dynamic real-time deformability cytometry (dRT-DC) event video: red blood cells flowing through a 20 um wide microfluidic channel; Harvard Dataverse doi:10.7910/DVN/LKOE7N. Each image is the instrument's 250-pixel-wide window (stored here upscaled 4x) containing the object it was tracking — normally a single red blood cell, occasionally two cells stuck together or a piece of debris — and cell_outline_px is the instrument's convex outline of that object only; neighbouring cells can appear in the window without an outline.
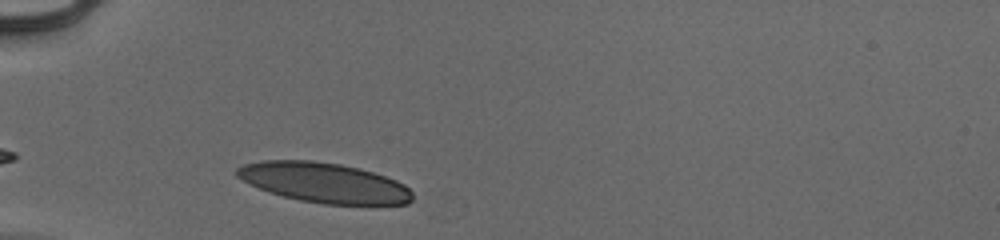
{"species": "human", "species_latin": "Homo sapiens", "temperature_condition": "cold", "stored_images_in_passage": 9, "camera_frame_rate_fps": 3000, "um_per_image_px": 0.085, "donor": {"sex": "male"}, "frame": {"image": 1, "passage_image": 1, "time_ms": 0.0, "image_size_px": [1000, 240], "cell_outline_px": [[412, 200], [408, 204], [376, 208], [372, 208], [324, 204], [300, 200], [268, 192], [248, 184], [236, 176], [236, 168], [244, 164], [264, 160], [312, 160], [340, 164], [360, 168], [396, 180], [404, 184], [412, 192]], "centroid_in_image_um": [27.64, 15.58], "position_along_channel_um": 57.4, "area_um2": 42.14}}
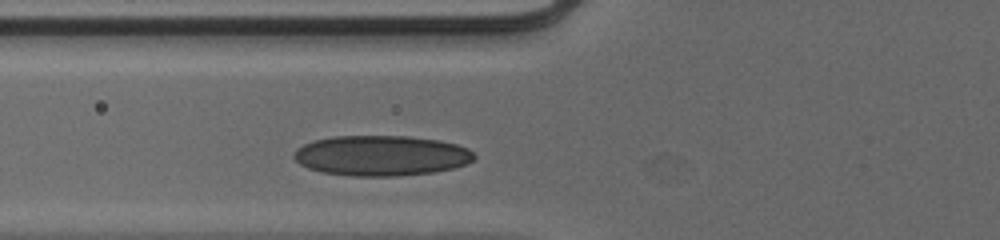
{"frame": {"image": 2, "passage_image": 5, "time_ms": 1.333, "image_size_px": [1000, 240], "cell_outline_px": [[476, 156], [472, 160], [464, 164], [452, 168], [432, 172], [396, 176], [352, 176], [324, 172], [308, 168], [300, 164], [292, 156], [296, 148], [312, 140], [332, 136], [408, 136], [440, 140], [456, 144], [468, 148]], "centroid_in_image_um": [32.37, 13.21], "position_along_channel_um": 93.4, "area_um2": 42.37}}
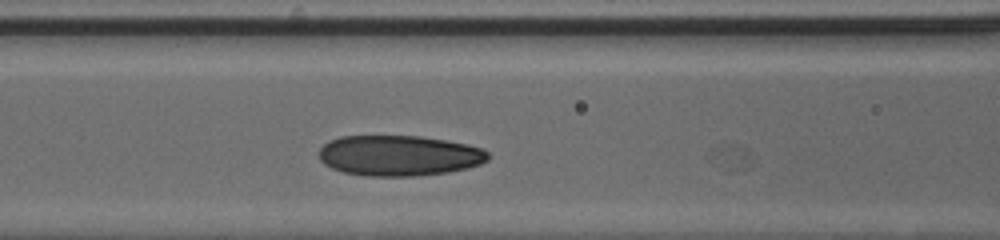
{"frame": {"image": 3, "passage_image": 8, "time_ms": 2.333, "image_size_px": [1000, 240], "cell_outline_px": [[488, 160], [480, 164], [468, 168], [448, 172], [416, 176], [368, 176], [344, 172], [332, 168], [324, 164], [320, 160], [320, 148], [328, 140], [340, 136], [420, 136], [468, 144], [480, 148], [488, 152]], "centroid_in_image_um": [33.91, 13.22], "position_along_channel_um": 132.7, "area_um2": 40.0}}